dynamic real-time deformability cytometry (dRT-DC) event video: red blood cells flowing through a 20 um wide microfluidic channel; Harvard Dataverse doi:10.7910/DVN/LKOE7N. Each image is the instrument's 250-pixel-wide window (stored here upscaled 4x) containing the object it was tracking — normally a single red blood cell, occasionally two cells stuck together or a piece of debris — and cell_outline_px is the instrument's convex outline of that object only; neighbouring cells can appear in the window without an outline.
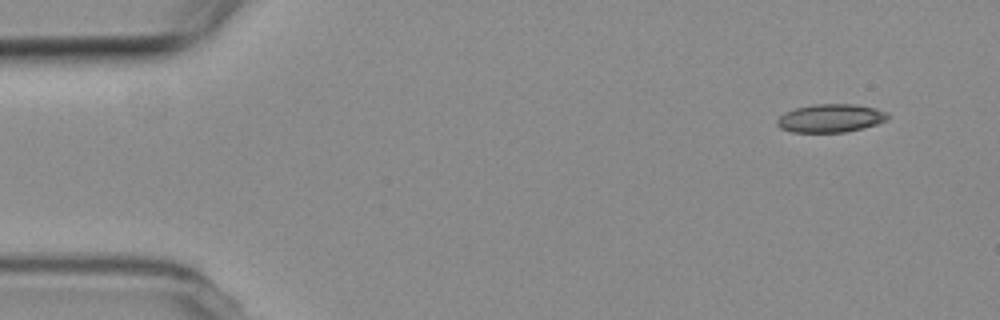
{"species": "common noctule bat (a hibernating species)", "species_latin": "Nyctalus noctula", "temperature_condition": "room temperature", "stored_images_in_passage": 7, "camera_frame_rate_fps": 3000, "um_per_image_px": 0.085, "animal": {"sex": "female", "body_mass_g": 19.3, "forearm_length_mm": 54.1}, "frame": {"image": 1, "passage_image": 1, "time_ms": 0.0, "image_size_px": [1000, 320], "cell_outline_px": [[888, 116], [884, 120], [876, 124], [844, 132], [792, 132], [780, 128], [776, 124], [776, 120], [784, 112], [796, 108], [812, 104], [852, 104], [876, 108], [888, 112]], "centroid_in_image_um": [70.55, 10.04], "position_along_channel_um": 14.4, "area_um2": 18.09}}